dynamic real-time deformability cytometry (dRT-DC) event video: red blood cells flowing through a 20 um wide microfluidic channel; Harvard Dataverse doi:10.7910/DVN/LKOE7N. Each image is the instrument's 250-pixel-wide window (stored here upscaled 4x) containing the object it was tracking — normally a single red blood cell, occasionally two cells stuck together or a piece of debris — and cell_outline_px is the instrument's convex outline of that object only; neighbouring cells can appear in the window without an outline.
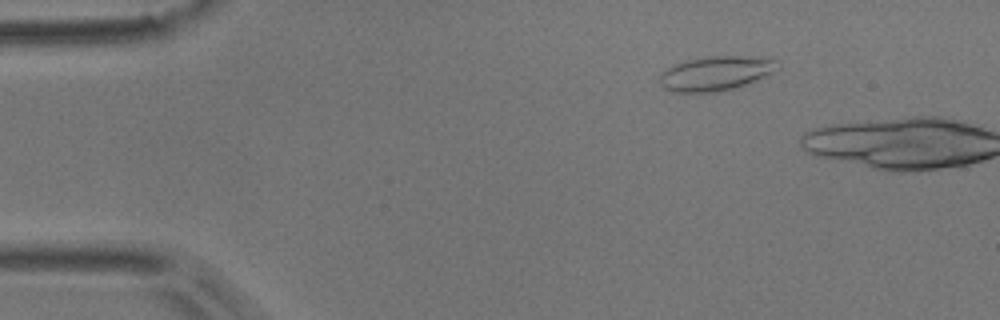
{"species": "common noctule bat (a hibernating species)", "species_latin": "Nyctalus noctula", "temperature_condition": "room temperature", "stored_images_in_passage": 3, "camera_frame_rate_fps": 3000, "um_per_image_px": 0.085, "animal": {"sex": "male", "body_mass_g": 17.9}, "frame": {"image": 1, "passage_image": 2, "time_ms": 0.333, "image_size_px": [1000, 320], "cell_outline_px": [[776, 60], [772, 72], [768, 76], [732, 88], [716, 92], [672, 92], [664, 88], [660, 84], [660, 76], [668, 68], [676, 64], [688, 60], [708, 56], [740, 56]], "centroid_in_image_um": [60.77, 6.25], "position_along_channel_um": 24.2, "area_um2": 22.95}}